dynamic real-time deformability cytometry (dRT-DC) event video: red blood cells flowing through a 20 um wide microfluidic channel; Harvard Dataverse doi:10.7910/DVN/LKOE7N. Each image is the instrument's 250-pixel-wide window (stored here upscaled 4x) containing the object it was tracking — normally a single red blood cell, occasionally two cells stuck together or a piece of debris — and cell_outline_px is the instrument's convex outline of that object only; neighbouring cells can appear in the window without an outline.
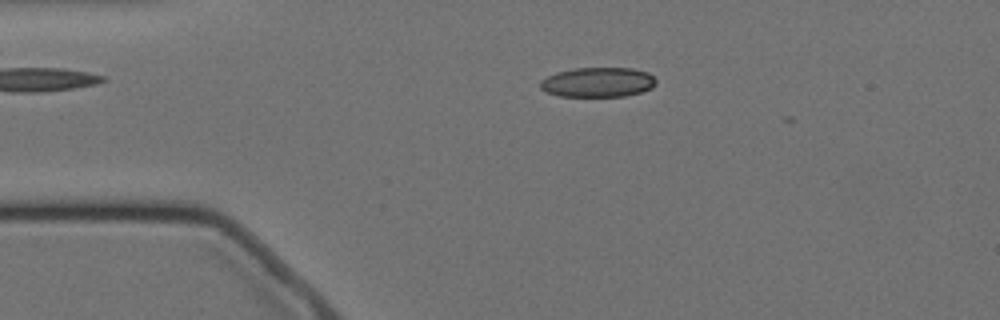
{"species": "Egyptian fruit bat (a non-hibernating species)", "species_latin": "Rousettus aegyptiacus", "temperature_condition": "cold", "stored_images_in_passage": 6, "camera_frame_rate_fps": 3000, "um_per_image_px": 0.085, "animal": {"sex": "female"}, "frame": {"image": 1, "passage_image": 4, "time_ms": 1.0, "image_size_px": [1000, 320], "cell_outline_px": [[656, 84], [652, 88], [640, 92], [624, 96], [560, 96], [544, 92], [540, 88], [540, 80], [556, 72], [572, 68], [632, 68], [648, 72], [656, 80]], "centroid_in_image_um": [50.79, 6.98], "position_along_channel_um": 34.2, "area_um2": 20.17}}